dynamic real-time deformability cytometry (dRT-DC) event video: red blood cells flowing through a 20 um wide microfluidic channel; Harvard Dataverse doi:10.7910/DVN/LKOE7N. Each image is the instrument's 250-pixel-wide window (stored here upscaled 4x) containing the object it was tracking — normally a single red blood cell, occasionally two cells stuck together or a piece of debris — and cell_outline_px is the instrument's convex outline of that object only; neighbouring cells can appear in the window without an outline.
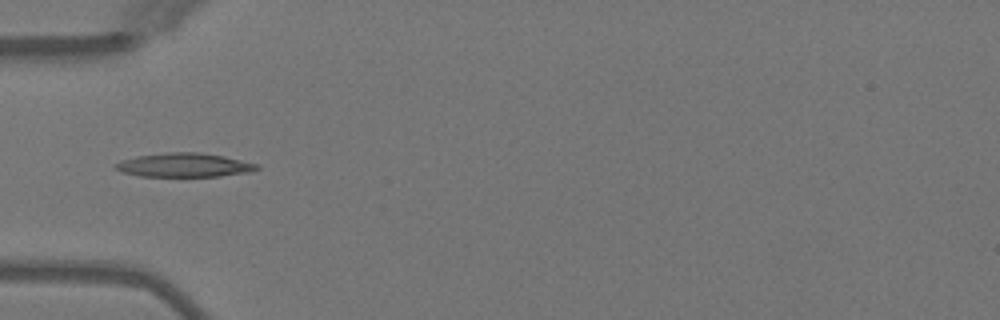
{"species": "Egyptian fruit bat (a non-hibernating species)", "species_latin": "Rousettus aegyptiacus", "temperature_condition": "warm", "stored_images_in_passage": 6, "camera_frame_rate_fps": 3000, "um_per_image_px": 0.085, "animal": {"sex": "female"}, "frame": {"image": 1, "passage_image": 5, "time_ms": 5.0, "image_size_px": [1000, 320], "cell_outline_px": [[260, 168], [252, 172], [220, 176], [140, 176], [120, 172], [116, 168], [116, 164], [120, 160], [136, 156], [168, 152], [200, 152], [224, 156], [260, 164]], "centroid_in_image_um": [15.7, 14.03], "position_along_channel_um": 69.3, "area_um2": 19.83}}
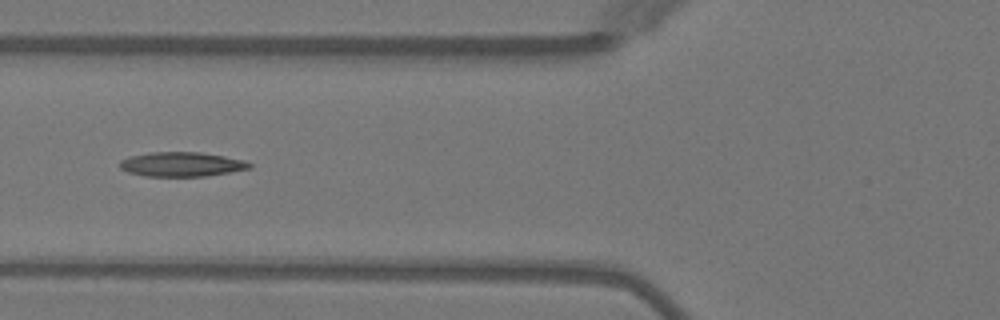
{"frame": {"image": 2, "passage_image": 6, "time_ms": 6.0, "image_size_px": [1000, 320], "cell_outline_px": [[252, 168], [204, 176], [144, 176], [128, 172], [120, 168], [120, 160], [128, 156], [148, 152], [200, 152], [224, 156], [244, 160], [252, 164]], "centroid_in_image_um": [15.41, 13.95], "position_along_channel_um": 110.4, "area_um2": 18.5}}